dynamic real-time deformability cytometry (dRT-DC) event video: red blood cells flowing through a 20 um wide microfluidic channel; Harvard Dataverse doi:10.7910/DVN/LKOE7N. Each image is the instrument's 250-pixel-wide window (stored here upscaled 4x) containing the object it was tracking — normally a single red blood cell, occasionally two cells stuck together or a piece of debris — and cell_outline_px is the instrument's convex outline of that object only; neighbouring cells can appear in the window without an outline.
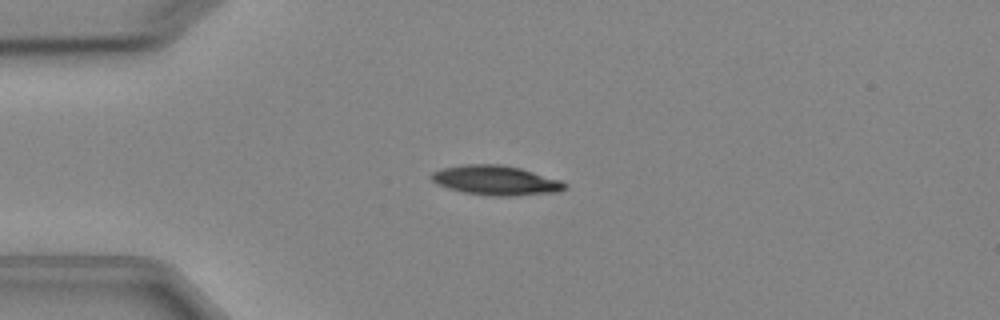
{"species": "Egyptian fruit bat (a non-hibernating species)", "species_latin": "Rousettus aegyptiacus", "temperature_condition": "cold", "stored_images_in_passage": 4, "camera_frame_rate_fps": 3000, "um_per_image_px": 0.085, "animal": {"sex": "female"}, "frame": {"image": 1, "passage_image": 2, "time_ms": 2.0, "image_size_px": [1000, 320], "cell_outline_px": [[568, 188], [556, 192], [516, 196], [492, 196], [464, 192], [448, 188], [436, 184], [428, 176], [432, 172], [440, 168], [464, 164], [500, 164], [520, 168], [560, 180], [568, 184]], "centroid_in_image_um": [42.12, 15.33], "position_along_channel_um": 42.9, "area_um2": 23.18}}